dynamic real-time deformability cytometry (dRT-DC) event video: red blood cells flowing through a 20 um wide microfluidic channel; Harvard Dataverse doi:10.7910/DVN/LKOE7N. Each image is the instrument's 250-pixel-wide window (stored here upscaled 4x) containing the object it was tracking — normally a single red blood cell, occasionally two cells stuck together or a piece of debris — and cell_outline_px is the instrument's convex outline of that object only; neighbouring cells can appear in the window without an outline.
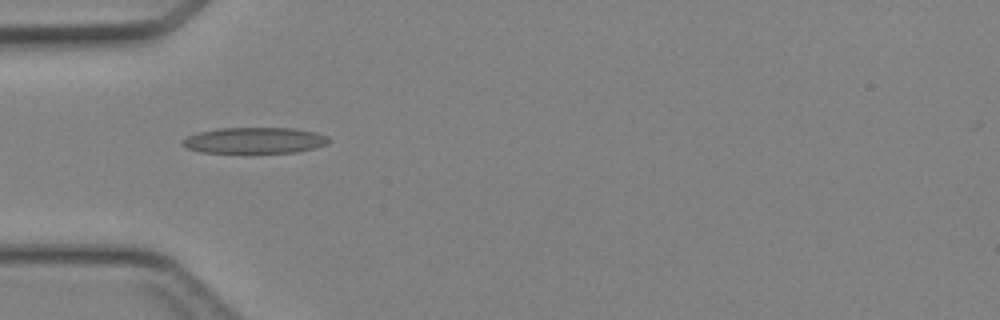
{"species": "Egyptian fruit bat (a non-hibernating species)", "species_latin": "Rousettus aegyptiacus", "temperature_condition": "cold", "stored_images_in_passage": 32, "camera_frame_rate_fps": 3000, "um_per_image_px": 0.085, "animal": {"sex": "female"}, "frame": {"image": 1, "passage_image": 1, "time_ms": 0.0, "image_size_px": [1000, 320], "cell_outline_px": [[328, 144], [316, 148], [296, 152], [200, 152], [188, 148], [180, 144], [188, 136], [200, 132], [220, 128], [296, 128], [316, 132], [328, 136]], "centroid_in_image_um": [21.69, 11.93], "position_along_channel_um": 63.3, "area_um2": 22.02}}
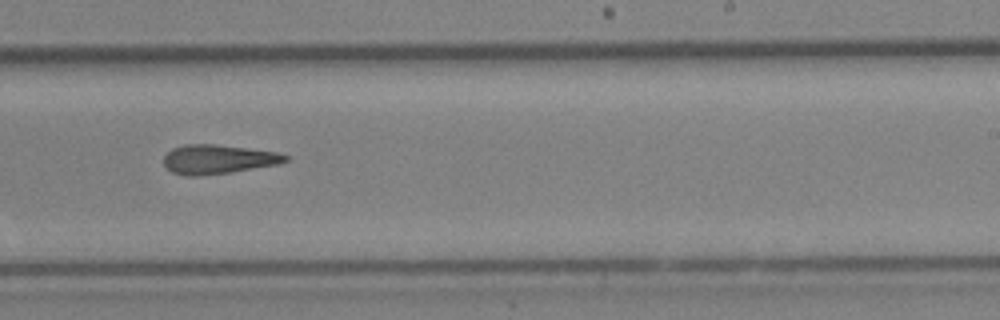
{"frame": {"image": 2, "passage_image": 15, "time_ms": 4.667, "image_size_px": [1000, 320], "cell_outline_px": [[288, 160], [280, 164], [232, 172], [196, 176], [188, 176], [172, 172], [164, 164], [164, 156], [172, 148], [184, 144], [216, 144], [276, 152], [288, 156]], "centroid_in_image_um": [18.53, 13.54], "position_along_channel_um": 270.5, "area_um2": 20.63}}
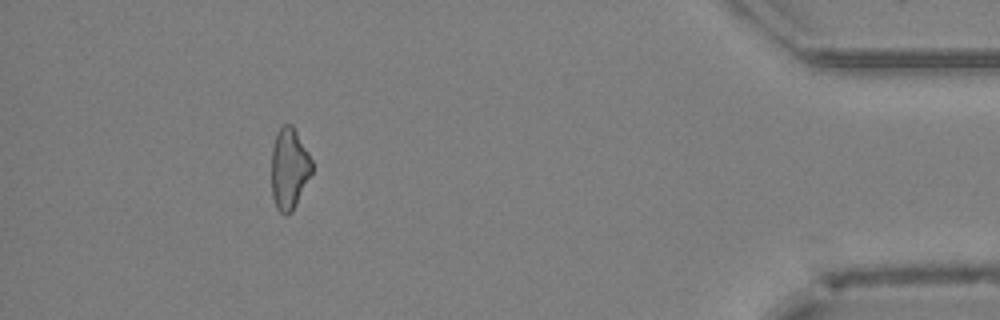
{"frame": {"image": 3, "passage_image": 28, "time_ms": 9.0, "image_size_px": [1000, 320], "cell_outline_px": [[312, 172], [292, 212], [288, 216], [284, 216], [276, 208], [272, 196], [272, 148], [276, 132], [284, 124], [292, 124], [308, 152], [312, 160]], "centroid_in_image_um": [24.57, 14.35], "position_along_channel_um": 410.6, "area_um2": 19.19}}